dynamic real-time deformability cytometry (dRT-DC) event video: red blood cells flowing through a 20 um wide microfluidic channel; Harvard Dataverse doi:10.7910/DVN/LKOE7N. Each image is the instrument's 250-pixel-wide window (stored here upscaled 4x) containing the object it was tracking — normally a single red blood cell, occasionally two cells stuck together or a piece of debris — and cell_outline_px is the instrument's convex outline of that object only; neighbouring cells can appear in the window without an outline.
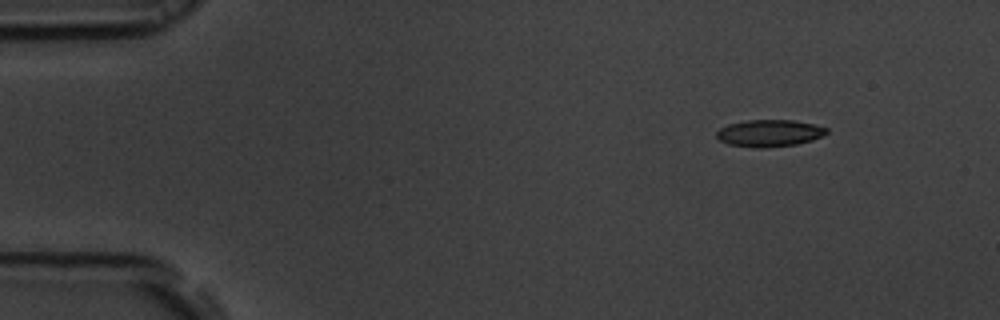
{"species": "common noctule bat (a hibernating species)", "species_latin": "Nyctalus noctula", "temperature_condition": "room temperature", "stored_images_in_passage": 50, "camera_frame_rate_fps": 3000, "um_per_image_px": 0.085, "animal": {"sex": "male", "body_mass_g": 19.5, "forearm_length_mm": 54.6}, "frame": {"image": 1, "passage_image": 1, "time_ms": 0.0, "image_size_px": [1000, 320], "cell_outline_px": [[828, 132], [812, 140], [796, 144], [768, 148], [756, 148], [728, 144], [720, 140], [716, 136], [716, 132], [720, 128], [728, 124], [748, 120], [792, 120], [812, 124], [828, 128]], "centroid_in_image_um": [65.37, 11.32], "position_along_channel_um": 19.6, "area_um2": 17.22}}
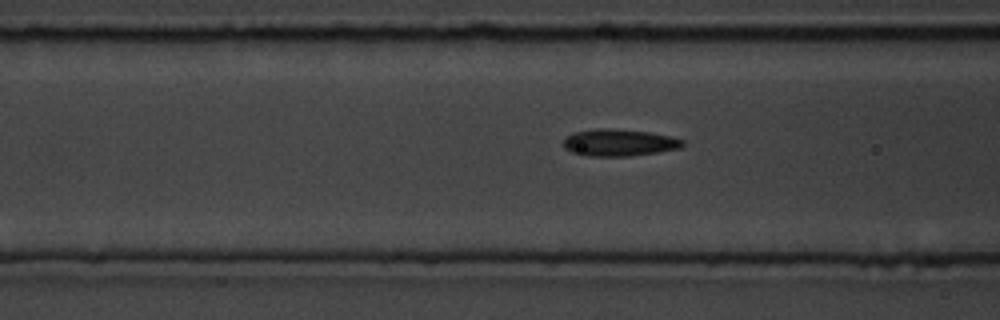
{"frame": {"image": 2, "passage_image": 16, "time_ms": 5.0, "image_size_px": [1000, 320], "cell_outline_px": [[684, 144], [680, 148], [656, 152], [628, 156], [588, 156], [572, 152], [564, 148], [564, 136], [572, 132], [596, 128], [608, 128], [648, 132], [672, 136], [684, 140]], "centroid_in_image_um": [52.59, 12.11], "position_along_channel_um": 114.0, "area_um2": 18.79}}
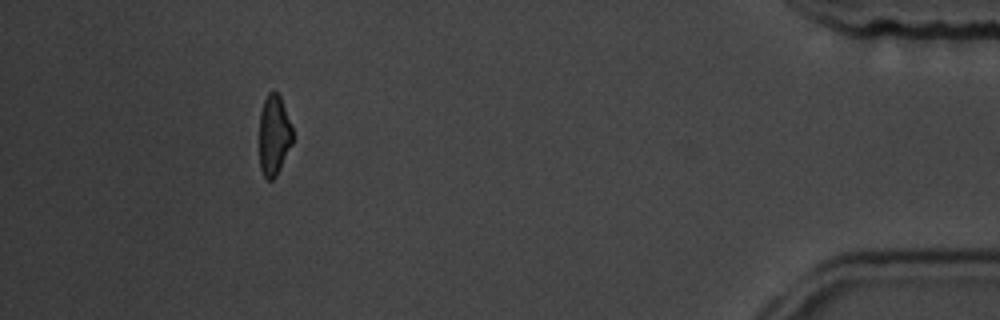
{"frame": {"image": 3, "passage_image": 45, "time_ms": 14.667, "image_size_px": [1000, 320], "cell_outline_px": [[292, 144], [276, 176], [272, 180], [268, 180], [264, 176], [260, 168], [260, 112], [264, 100], [268, 92], [272, 88], [280, 96], [292, 128]], "centroid_in_image_um": [23.28, 11.47], "position_along_channel_um": 411.9, "area_um2": 15.49}, "authors_computed_cell_mechanics": {"area_um2": 17.6001, "velocity_mm_per_s": 3.7099, "shape_relaxation_time_tau1_ms": 6.15, "shape_relaxation_time_tau2_ms": 2.9346, "deformation_change_tau1": 0.1565, "deformation_change_tau2": 0.1066}}